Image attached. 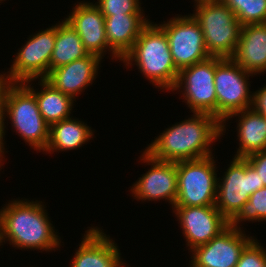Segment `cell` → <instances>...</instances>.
<instances>
[{"label": "cell", "instance_id": "obj_1", "mask_svg": "<svg viewBox=\"0 0 266 267\" xmlns=\"http://www.w3.org/2000/svg\"><path fill=\"white\" fill-rule=\"evenodd\" d=\"M221 136L222 123L215 116L193 112L188 119L164 129L144 151L168 162L202 159L213 155L212 146Z\"/></svg>", "mask_w": 266, "mask_h": 267}, {"label": "cell", "instance_id": "obj_2", "mask_svg": "<svg viewBox=\"0 0 266 267\" xmlns=\"http://www.w3.org/2000/svg\"><path fill=\"white\" fill-rule=\"evenodd\" d=\"M42 203L18 198L4 204L0 209V246L9 242L15 249L46 253L60 248L61 237Z\"/></svg>", "mask_w": 266, "mask_h": 267}, {"label": "cell", "instance_id": "obj_3", "mask_svg": "<svg viewBox=\"0 0 266 267\" xmlns=\"http://www.w3.org/2000/svg\"><path fill=\"white\" fill-rule=\"evenodd\" d=\"M121 62L128 68L136 65L143 77L162 92H170L176 84L179 71L173 63L167 35L154 22L150 21L141 30Z\"/></svg>", "mask_w": 266, "mask_h": 267}, {"label": "cell", "instance_id": "obj_4", "mask_svg": "<svg viewBox=\"0 0 266 267\" xmlns=\"http://www.w3.org/2000/svg\"><path fill=\"white\" fill-rule=\"evenodd\" d=\"M4 128L9 118L13 130L36 152H43L49 140L50 126L42 117L35 94L23 82H7L3 98ZM7 116V117H6Z\"/></svg>", "mask_w": 266, "mask_h": 267}, {"label": "cell", "instance_id": "obj_5", "mask_svg": "<svg viewBox=\"0 0 266 267\" xmlns=\"http://www.w3.org/2000/svg\"><path fill=\"white\" fill-rule=\"evenodd\" d=\"M193 6L191 15L200 25L209 55L231 58L242 28L234 12L221 0L200 1Z\"/></svg>", "mask_w": 266, "mask_h": 267}, {"label": "cell", "instance_id": "obj_6", "mask_svg": "<svg viewBox=\"0 0 266 267\" xmlns=\"http://www.w3.org/2000/svg\"><path fill=\"white\" fill-rule=\"evenodd\" d=\"M215 157L178 161L177 199L174 207L215 206L217 165Z\"/></svg>", "mask_w": 266, "mask_h": 267}, {"label": "cell", "instance_id": "obj_7", "mask_svg": "<svg viewBox=\"0 0 266 267\" xmlns=\"http://www.w3.org/2000/svg\"><path fill=\"white\" fill-rule=\"evenodd\" d=\"M232 58L215 57L214 86L217 96V119L223 123L229 116L252 108L253 93L249 77Z\"/></svg>", "mask_w": 266, "mask_h": 267}, {"label": "cell", "instance_id": "obj_8", "mask_svg": "<svg viewBox=\"0 0 266 267\" xmlns=\"http://www.w3.org/2000/svg\"><path fill=\"white\" fill-rule=\"evenodd\" d=\"M262 187L254 167L245 158L234 157L222 178L218 177L215 207L230 222Z\"/></svg>", "mask_w": 266, "mask_h": 267}, {"label": "cell", "instance_id": "obj_9", "mask_svg": "<svg viewBox=\"0 0 266 267\" xmlns=\"http://www.w3.org/2000/svg\"><path fill=\"white\" fill-rule=\"evenodd\" d=\"M56 40V24L31 34L25 45L18 48L15 59L6 73L8 82H25L45 78L50 71V60Z\"/></svg>", "mask_w": 266, "mask_h": 267}, {"label": "cell", "instance_id": "obj_10", "mask_svg": "<svg viewBox=\"0 0 266 267\" xmlns=\"http://www.w3.org/2000/svg\"><path fill=\"white\" fill-rule=\"evenodd\" d=\"M167 35L172 60L177 70L209 59L199 23L190 14L175 15L158 24Z\"/></svg>", "mask_w": 266, "mask_h": 267}, {"label": "cell", "instance_id": "obj_11", "mask_svg": "<svg viewBox=\"0 0 266 267\" xmlns=\"http://www.w3.org/2000/svg\"><path fill=\"white\" fill-rule=\"evenodd\" d=\"M214 75L215 57H210L180 70L176 84L171 91H178L182 94V102L186 103L190 112L206 113L217 118Z\"/></svg>", "mask_w": 266, "mask_h": 267}, {"label": "cell", "instance_id": "obj_12", "mask_svg": "<svg viewBox=\"0 0 266 267\" xmlns=\"http://www.w3.org/2000/svg\"><path fill=\"white\" fill-rule=\"evenodd\" d=\"M139 158L141 163L151 167L132 184L130 193L133 199L142 202L164 199L173 208L178 189L176 162L157 160L145 151Z\"/></svg>", "mask_w": 266, "mask_h": 267}, {"label": "cell", "instance_id": "obj_13", "mask_svg": "<svg viewBox=\"0 0 266 267\" xmlns=\"http://www.w3.org/2000/svg\"><path fill=\"white\" fill-rule=\"evenodd\" d=\"M254 236L230 224L207 244L193 248L189 267H235L241 252Z\"/></svg>", "mask_w": 266, "mask_h": 267}, {"label": "cell", "instance_id": "obj_14", "mask_svg": "<svg viewBox=\"0 0 266 267\" xmlns=\"http://www.w3.org/2000/svg\"><path fill=\"white\" fill-rule=\"evenodd\" d=\"M172 210L182 228L188 251L207 244L229 225L215 206L173 207Z\"/></svg>", "mask_w": 266, "mask_h": 267}, {"label": "cell", "instance_id": "obj_15", "mask_svg": "<svg viewBox=\"0 0 266 267\" xmlns=\"http://www.w3.org/2000/svg\"><path fill=\"white\" fill-rule=\"evenodd\" d=\"M74 5L72 12L64 19L78 33L84 48L90 54L99 55L102 59L107 53L111 54L112 60L120 62L121 59L109 48L105 32V17L100 9L93 1H77Z\"/></svg>", "mask_w": 266, "mask_h": 267}, {"label": "cell", "instance_id": "obj_16", "mask_svg": "<svg viewBox=\"0 0 266 267\" xmlns=\"http://www.w3.org/2000/svg\"><path fill=\"white\" fill-rule=\"evenodd\" d=\"M98 226L89 227L76 249L70 267H124L117 243Z\"/></svg>", "mask_w": 266, "mask_h": 267}, {"label": "cell", "instance_id": "obj_17", "mask_svg": "<svg viewBox=\"0 0 266 267\" xmlns=\"http://www.w3.org/2000/svg\"><path fill=\"white\" fill-rule=\"evenodd\" d=\"M101 61L102 58L99 55L89 53L84 58L50 70L44 79L76 101V97L94 83Z\"/></svg>", "mask_w": 266, "mask_h": 267}, {"label": "cell", "instance_id": "obj_18", "mask_svg": "<svg viewBox=\"0 0 266 267\" xmlns=\"http://www.w3.org/2000/svg\"><path fill=\"white\" fill-rule=\"evenodd\" d=\"M231 58L249 73H265L266 23L243 25L239 42Z\"/></svg>", "mask_w": 266, "mask_h": 267}, {"label": "cell", "instance_id": "obj_19", "mask_svg": "<svg viewBox=\"0 0 266 267\" xmlns=\"http://www.w3.org/2000/svg\"><path fill=\"white\" fill-rule=\"evenodd\" d=\"M233 117H236V122L238 121L236 130L239 141V147L233 157L245 158L252 153L265 151L266 117L257 113L253 108L234 113L222 123V136L225 135L228 120Z\"/></svg>", "mask_w": 266, "mask_h": 267}, {"label": "cell", "instance_id": "obj_20", "mask_svg": "<svg viewBox=\"0 0 266 267\" xmlns=\"http://www.w3.org/2000/svg\"><path fill=\"white\" fill-rule=\"evenodd\" d=\"M105 17L109 48L122 60L131 50L141 30L150 22L145 14L111 15Z\"/></svg>", "mask_w": 266, "mask_h": 267}, {"label": "cell", "instance_id": "obj_21", "mask_svg": "<svg viewBox=\"0 0 266 267\" xmlns=\"http://www.w3.org/2000/svg\"><path fill=\"white\" fill-rule=\"evenodd\" d=\"M91 129L87 123L76 117L56 122L50 125L49 140L43 153L47 155L78 149L93 138L95 131Z\"/></svg>", "mask_w": 266, "mask_h": 267}, {"label": "cell", "instance_id": "obj_22", "mask_svg": "<svg viewBox=\"0 0 266 267\" xmlns=\"http://www.w3.org/2000/svg\"><path fill=\"white\" fill-rule=\"evenodd\" d=\"M32 81H34V79L23 83L35 94L40 113L49 126L72 117L70 114L75 105V100L73 98L63 94L44 78L38 81V85L41 87L40 90L39 88L34 89V86H31Z\"/></svg>", "mask_w": 266, "mask_h": 267}, {"label": "cell", "instance_id": "obj_23", "mask_svg": "<svg viewBox=\"0 0 266 267\" xmlns=\"http://www.w3.org/2000/svg\"><path fill=\"white\" fill-rule=\"evenodd\" d=\"M88 54L78 33L65 19L56 23V40L50 60V70L84 58Z\"/></svg>", "mask_w": 266, "mask_h": 267}, {"label": "cell", "instance_id": "obj_24", "mask_svg": "<svg viewBox=\"0 0 266 267\" xmlns=\"http://www.w3.org/2000/svg\"><path fill=\"white\" fill-rule=\"evenodd\" d=\"M240 24L266 23V0H221Z\"/></svg>", "mask_w": 266, "mask_h": 267}, {"label": "cell", "instance_id": "obj_25", "mask_svg": "<svg viewBox=\"0 0 266 267\" xmlns=\"http://www.w3.org/2000/svg\"><path fill=\"white\" fill-rule=\"evenodd\" d=\"M265 222L266 221V187H262L250 195L239 213L229 222V224L237 229L241 222Z\"/></svg>", "mask_w": 266, "mask_h": 267}, {"label": "cell", "instance_id": "obj_26", "mask_svg": "<svg viewBox=\"0 0 266 267\" xmlns=\"http://www.w3.org/2000/svg\"><path fill=\"white\" fill-rule=\"evenodd\" d=\"M94 4L104 16L144 14L140 0H97Z\"/></svg>", "mask_w": 266, "mask_h": 267}, {"label": "cell", "instance_id": "obj_27", "mask_svg": "<svg viewBox=\"0 0 266 267\" xmlns=\"http://www.w3.org/2000/svg\"><path fill=\"white\" fill-rule=\"evenodd\" d=\"M253 238L241 252L235 267H266V248Z\"/></svg>", "mask_w": 266, "mask_h": 267}, {"label": "cell", "instance_id": "obj_28", "mask_svg": "<svg viewBox=\"0 0 266 267\" xmlns=\"http://www.w3.org/2000/svg\"><path fill=\"white\" fill-rule=\"evenodd\" d=\"M245 159L254 167L259 175L260 183L266 187V150L252 153Z\"/></svg>", "mask_w": 266, "mask_h": 267}, {"label": "cell", "instance_id": "obj_29", "mask_svg": "<svg viewBox=\"0 0 266 267\" xmlns=\"http://www.w3.org/2000/svg\"><path fill=\"white\" fill-rule=\"evenodd\" d=\"M252 108L259 114L266 117V85L253 91Z\"/></svg>", "mask_w": 266, "mask_h": 267}, {"label": "cell", "instance_id": "obj_30", "mask_svg": "<svg viewBox=\"0 0 266 267\" xmlns=\"http://www.w3.org/2000/svg\"><path fill=\"white\" fill-rule=\"evenodd\" d=\"M7 82L8 81L0 73V129L4 128L3 98Z\"/></svg>", "mask_w": 266, "mask_h": 267}, {"label": "cell", "instance_id": "obj_31", "mask_svg": "<svg viewBox=\"0 0 266 267\" xmlns=\"http://www.w3.org/2000/svg\"><path fill=\"white\" fill-rule=\"evenodd\" d=\"M5 137L3 136V129H0V154H5V152H8V151H5V142H4V139Z\"/></svg>", "mask_w": 266, "mask_h": 267}, {"label": "cell", "instance_id": "obj_32", "mask_svg": "<svg viewBox=\"0 0 266 267\" xmlns=\"http://www.w3.org/2000/svg\"><path fill=\"white\" fill-rule=\"evenodd\" d=\"M4 155L5 154H0V171H1V167L3 166V164H4V161L3 160H5V157H4ZM4 158V159H3ZM3 161V162H2Z\"/></svg>", "mask_w": 266, "mask_h": 267}, {"label": "cell", "instance_id": "obj_33", "mask_svg": "<svg viewBox=\"0 0 266 267\" xmlns=\"http://www.w3.org/2000/svg\"><path fill=\"white\" fill-rule=\"evenodd\" d=\"M194 1V3H196V2H200V1H212V0H193Z\"/></svg>", "mask_w": 266, "mask_h": 267}]
</instances>
